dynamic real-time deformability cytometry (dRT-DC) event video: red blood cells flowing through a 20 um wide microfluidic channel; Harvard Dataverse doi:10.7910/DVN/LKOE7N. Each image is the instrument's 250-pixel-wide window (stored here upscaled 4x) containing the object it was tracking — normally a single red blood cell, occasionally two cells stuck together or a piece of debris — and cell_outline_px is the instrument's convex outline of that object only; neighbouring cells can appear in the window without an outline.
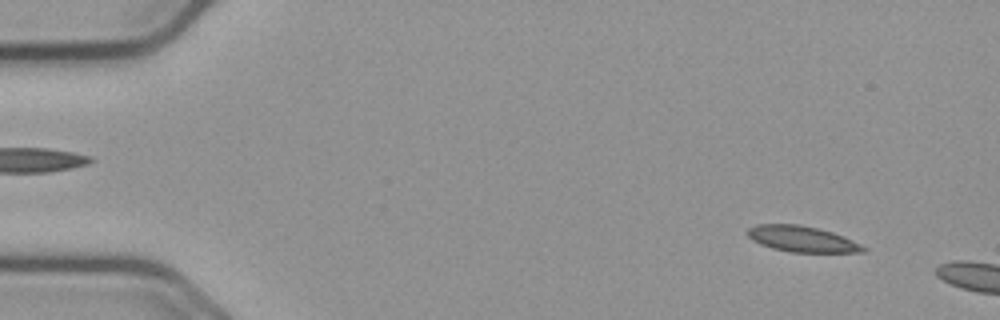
{"species": "common noctule bat (a hibernating species)", "species_latin": "Nyctalus noctula", "temperature_condition": "cold", "stored_images_in_passage": 14, "camera_frame_rate_fps": 3000, "um_per_image_px": 0.085, "animal": {"sex": "male", "body_mass_g": 23.1, "forearm_length_mm": 52.7}, "frame": {"image": 1, "passage_image": 5, "time_ms": 1.333, "image_size_px": [1000, 320], "cell_outline_px": [[868, 252], [788, 252], [772, 248], [760, 244], [752, 240], [744, 232], [748, 228], [756, 224], [800, 224], [832, 232], [844, 236], [868, 248]], "centroid_in_image_um": [68.15, 20.31], "position_along_channel_um": 16.9, "area_um2": 17.63}}